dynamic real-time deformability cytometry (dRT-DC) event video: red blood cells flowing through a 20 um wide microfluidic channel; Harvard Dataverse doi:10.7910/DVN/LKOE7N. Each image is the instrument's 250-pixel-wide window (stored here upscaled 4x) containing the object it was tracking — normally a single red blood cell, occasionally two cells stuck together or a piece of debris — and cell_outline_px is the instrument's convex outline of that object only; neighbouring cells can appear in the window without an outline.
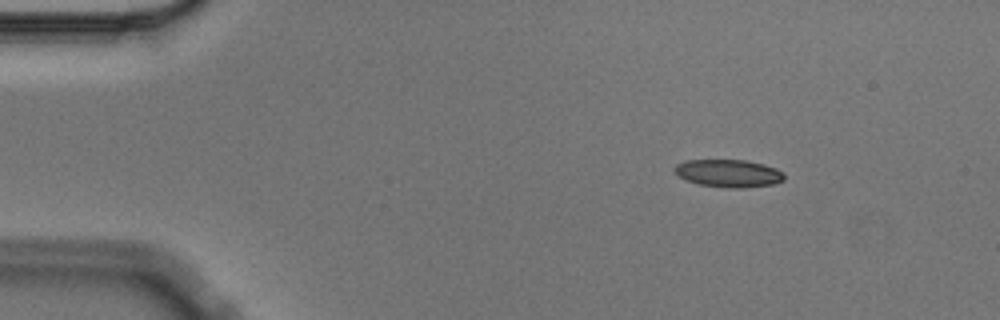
{"species": "Egyptian fruit bat (a non-hibernating species)", "species_latin": "Rousettus aegyptiacus", "temperature_condition": "cold", "stored_images_in_passage": 3, "camera_frame_rate_fps": 3000, "um_per_image_px": 0.085, "animal": {"sex": "male"}, "frame": {"image": 1, "passage_image": 1, "time_ms": 0.0, "image_size_px": [1000, 320], "cell_outline_px": [[784, 180], [772, 184], [740, 188], [728, 188], [700, 184], [688, 180], [680, 176], [672, 168], [676, 164], [684, 160], [744, 160], [764, 164], [776, 168], [784, 172]], "centroid_in_image_um": [61.94, 14.72], "position_along_channel_um": 23.1, "area_um2": 17.57}}